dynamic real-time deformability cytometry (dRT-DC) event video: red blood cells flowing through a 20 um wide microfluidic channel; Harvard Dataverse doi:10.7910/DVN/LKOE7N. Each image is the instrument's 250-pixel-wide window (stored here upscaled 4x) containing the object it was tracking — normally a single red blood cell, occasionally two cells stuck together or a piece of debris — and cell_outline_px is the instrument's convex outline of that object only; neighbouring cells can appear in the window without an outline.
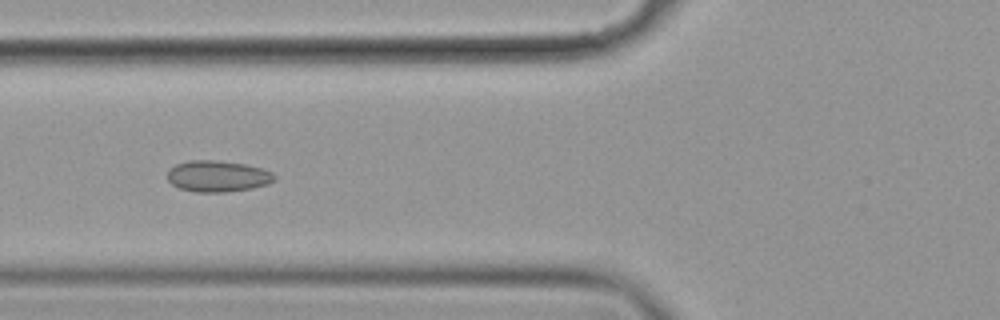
{"species": "common noctule bat (a hibernating species)", "species_latin": "Nyctalus noctula", "temperature_condition": "cold", "stored_images_in_passage": 10, "camera_frame_rate_fps": 3000, "um_per_image_px": 0.085, "animal": {"sex": "female", "body_mass_g": 19.9}, "frame": {"image": 1, "passage_image": 5, "time_ms": 1.333, "image_size_px": [1000, 320], "cell_outline_px": [[276, 180], [268, 184], [252, 188], [224, 192], [196, 192], [180, 188], [172, 184], [168, 180], [168, 172], [176, 164], [188, 160], [212, 160], [244, 164], [260, 168], [272, 172], [276, 176]], "centroid_in_image_um": [18.52, 14.98], "position_along_channel_um": 107.3, "area_um2": 19.36}}
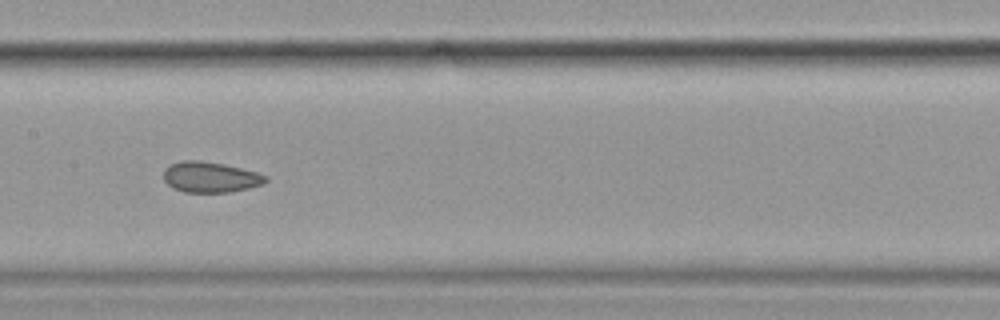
{"frame": {"image": 2, "passage_image": 7, "time_ms": 2.0, "image_size_px": [1000, 320], "cell_outline_px": [[268, 180], [264, 184], [232, 192], [184, 192], [172, 188], [164, 180], [164, 168], [168, 164], [180, 160], [200, 160], [224, 164], [256, 172], [268, 176]], "centroid_in_image_um": [17.86, 15.05], "position_along_channel_um": 189.5, "area_um2": 18.44}}
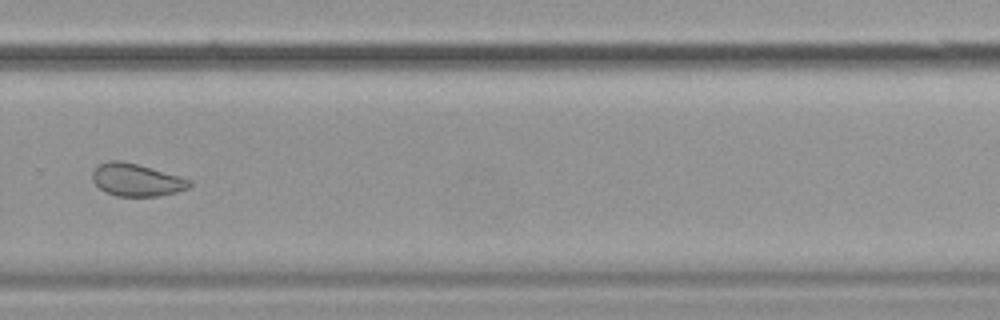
{"frame": {"image": 3, "passage_image": 10, "time_ms": 3.0, "image_size_px": [1000, 320], "cell_outline_px": [[192, 184], [188, 188], [176, 192], [160, 196], [116, 196], [104, 192], [92, 180], [92, 172], [100, 164], [112, 160], [120, 160], [136, 164], [192, 180]], "centroid_in_image_um": [11.59, 15.31], "position_along_channel_um": 318.2, "area_um2": 18.21}}